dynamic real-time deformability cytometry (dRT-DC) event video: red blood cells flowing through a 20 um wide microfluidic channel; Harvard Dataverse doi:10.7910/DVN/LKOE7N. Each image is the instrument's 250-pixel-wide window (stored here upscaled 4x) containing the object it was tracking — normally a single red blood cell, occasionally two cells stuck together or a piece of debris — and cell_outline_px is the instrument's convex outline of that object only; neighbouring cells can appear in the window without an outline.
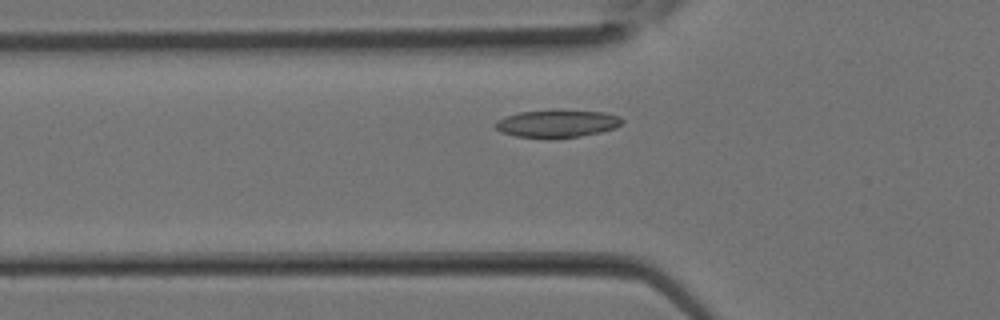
{"species": "Egyptian fruit bat (a non-hibernating species)", "species_latin": "Rousettus aegyptiacus", "temperature_condition": "room temperature", "stored_images_in_passage": 3, "camera_frame_rate_fps": 3000, "um_per_image_px": 0.085, "animal": {"sex": "female"}, "frame": {"image": 1, "passage_image": 2, "time_ms": 0.333, "image_size_px": [1000, 320], "cell_outline_px": [[624, 120], [616, 128], [600, 132], [580, 136], [548, 140], [516, 136], [500, 132], [496, 128], [496, 120], [504, 116], [520, 112], [552, 108], [560, 108], [604, 112], [620, 116]], "centroid_in_image_um": [47.35, 10.49], "position_along_channel_um": 78.5, "area_um2": 21.39}}